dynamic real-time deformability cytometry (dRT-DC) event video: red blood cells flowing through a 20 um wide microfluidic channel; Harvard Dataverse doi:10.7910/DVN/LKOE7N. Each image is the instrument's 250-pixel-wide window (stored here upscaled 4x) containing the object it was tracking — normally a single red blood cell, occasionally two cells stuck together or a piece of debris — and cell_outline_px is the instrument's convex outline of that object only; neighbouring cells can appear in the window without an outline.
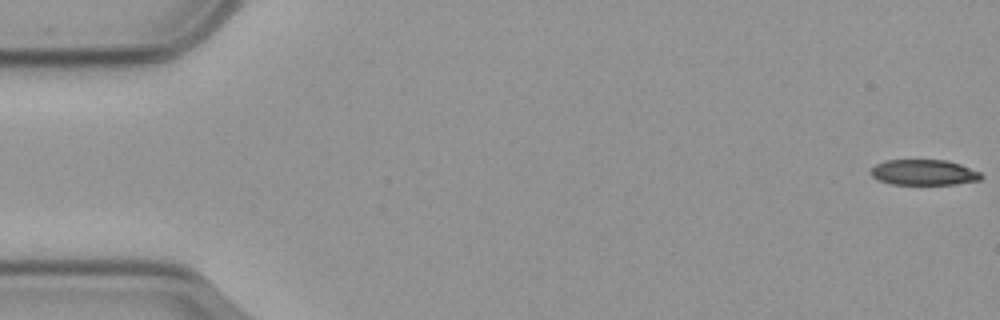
{"species": "common noctule bat (a hibernating species)", "species_latin": "Nyctalus noctula", "temperature_condition": "cold", "stored_images_in_passage": 16, "camera_frame_rate_fps": 3000, "um_per_image_px": 0.085, "animal": {"sex": "male", "body_mass_g": 23.1, "forearm_length_mm": 52.7}, "frame": {"image": 1, "passage_image": 1, "time_ms": 0.0, "image_size_px": [1000, 320], "cell_outline_px": [[984, 176], [980, 180], [956, 184], [888, 184], [876, 180], [868, 172], [876, 164], [888, 160], [944, 160], [960, 164], [980, 172]], "centroid_in_image_um": [78.5, 14.66], "position_along_channel_um": 6.5, "area_um2": 16.53}}
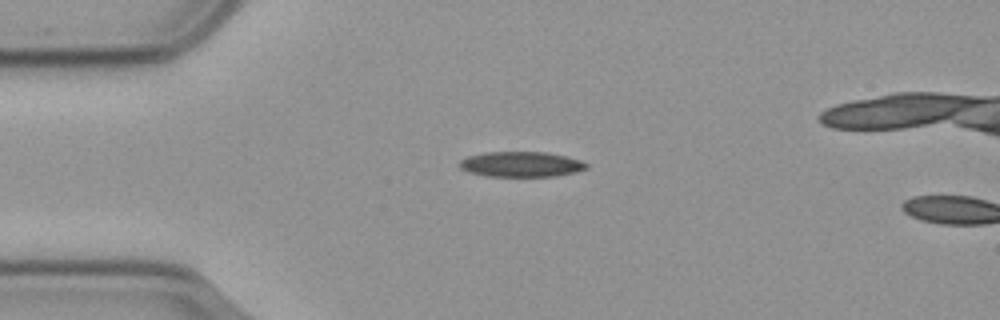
{"frame": {"image": 2, "passage_image": 14, "time_ms": 4.333, "image_size_px": [1000, 320], "cell_outline_px": [[588, 168], [576, 172], [556, 176], [484, 176], [468, 172], [460, 168], [460, 160], [468, 156], [488, 152], [548, 152], [580, 160], [588, 164]], "centroid_in_image_um": [44.3, 13.97], "position_along_channel_um": 40.7, "area_um2": 18.67}}